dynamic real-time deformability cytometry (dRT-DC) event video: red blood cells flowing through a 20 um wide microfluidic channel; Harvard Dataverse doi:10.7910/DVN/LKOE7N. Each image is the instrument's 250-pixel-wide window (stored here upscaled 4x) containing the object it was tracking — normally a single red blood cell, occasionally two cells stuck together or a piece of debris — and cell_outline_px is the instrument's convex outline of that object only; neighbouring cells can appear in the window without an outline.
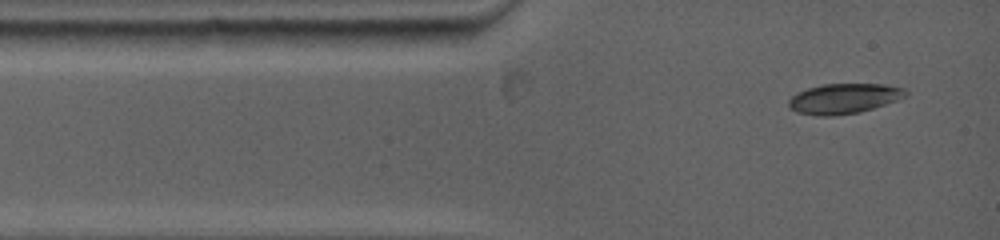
{"species": "common noctule bat (a hibernating species)", "species_latin": "Nyctalus noctula", "temperature_condition": "warm", "stored_images_in_passage": 30, "segment_of_instrument_passage": [1, 2], "camera_frame_rate_fps": 5000, "um_per_image_px": 0.085, "animal": {"sex": "female", "body_mass_g": 19.0, "forearm_length_mm": 53.3}, "frame": {"image": 1, "passage_image": 1, "time_ms": 0.0, "image_size_px": [1000, 240], "cell_outline_px": [[908, 96], [860, 112], [832, 116], [816, 116], [796, 112], [788, 108], [788, 100], [792, 96], [808, 88], [824, 84], [884, 84], [904, 88], [908, 92]], "centroid_in_image_um": [71.72, 8.38], "position_along_channel_um": 13.3, "area_um2": 20.52}}
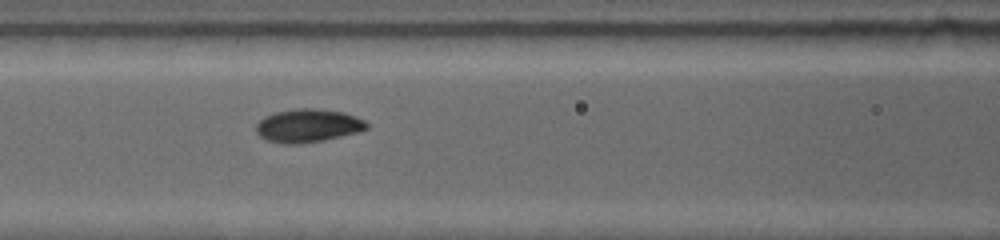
{"frame": {"image": 2, "passage_image": 9, "time_ms": 4.0, "image_size_px": [1000, 240], "cell_outline_px": [[368, 128], [356, 132], [320, 140], [272, 140], [260, 136], [256, 132], [256, 124], [264, 116], [276, 112], [292, 108], [316, 108], [344, 112], [356, 116], [364, 120], [368, 124]], "centroid_in_image_um": [26.22, 10.59], "position_along_channel_um": 140.4, "area_um2": 20.29}}
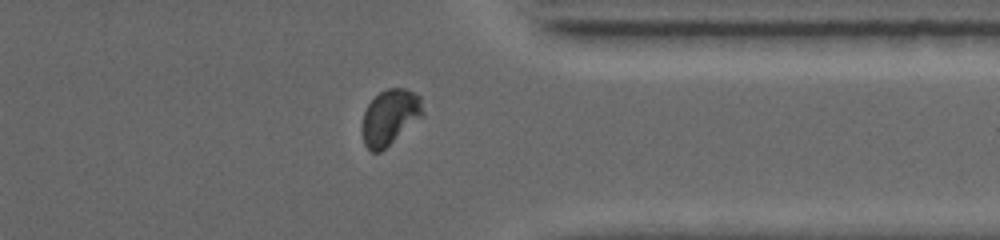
{"frame": {"image": 3, "passage_image": 22, "time_ms": 10.2, "image_size_px": [1000, 240], "cell_outline_px": [[424, 116], [380, 152], [372, 152], [364, 144], [360, 128], [360, 124], [364, 112], [368, 104], [380, 92], [388, 88], [404, 88], [420, 96], [424, 112]], "centroid_in_image_um": [33.13, 9.97], "position_along_channel_um": 378.3, "area_um2": 19.83}}